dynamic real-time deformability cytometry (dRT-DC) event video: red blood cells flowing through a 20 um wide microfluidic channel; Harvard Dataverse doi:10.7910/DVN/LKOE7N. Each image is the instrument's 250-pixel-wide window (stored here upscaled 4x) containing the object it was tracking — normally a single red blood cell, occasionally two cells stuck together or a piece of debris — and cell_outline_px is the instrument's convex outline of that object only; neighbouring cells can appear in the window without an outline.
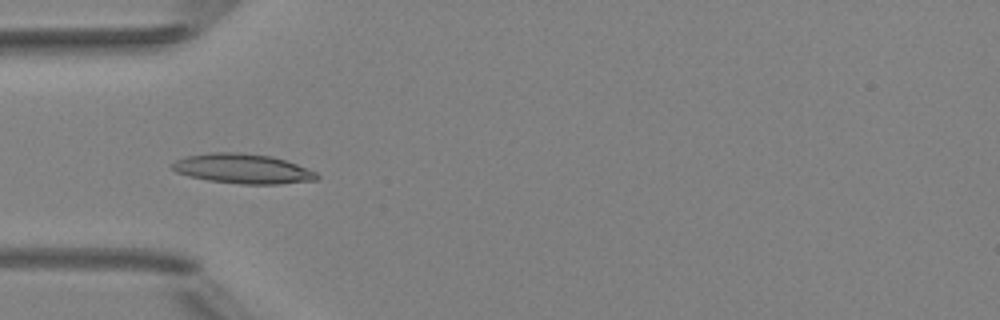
{"species": "Egyptian fruit bat (a non-hibernating species)", "species_latin": "Rousettus aegyptiacus", "temperature_condition": "room temperature", "stored_images_in_passage": 7, "camera_frame_rate_fps": 3000, "um_per_image_px": 0.085, "animal": {"sex": "female"}, "frame": {"image": 1, "passage_image": 5, "time_ms": 4.333, "image_size_px": [1000, 320], "cell_outline_px": [[320, 176], [316, 180], [280, 184], [240, 184], [208, 180], [188, 176], [176, 172], [172, 168], [172, 164], [176, 160], [184, 156], [212, 152], [240, 152], [272, 156], [296, 164], [316, 172]], "centroid_in_image_um": [20.62, 14.34], "position_along_channel_um": 64.4, "area_um2": 25.09}}
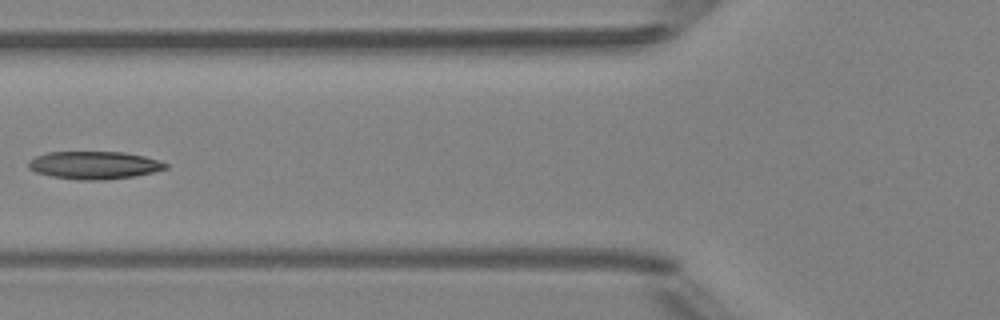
{"frame": {"image": 2, "passage_image": 6, "time_ms": 5.667, "image_size_px": [1000, 320], "cell_outline_px": [[168, 168], [136, 176], [104, 180], [80, 180], [52, 176], [36, 172], [28, 168], [28, 160], [36, 156], [48, 152], [124, 152], [144, 156], [160, 160], [168, 164]], "centroid_in_image_um": [8.02, 14.04], "position_along_channel_um": 117.8, "area_um2": 22.25}}
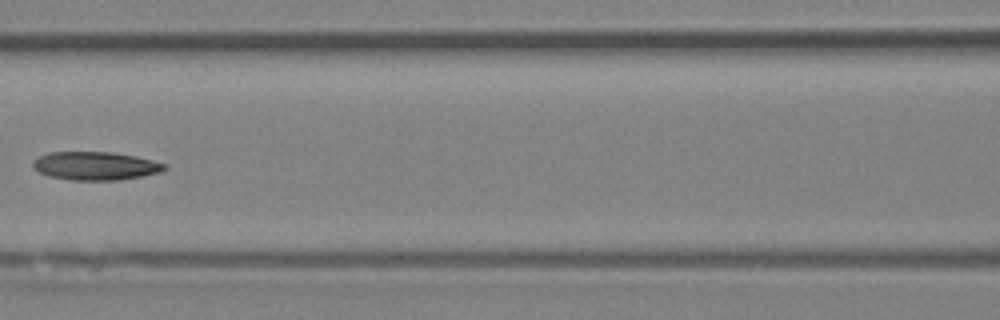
{"frame": {"image": 3, "passage_image": 7, "time_ms": 6.667, "image_size_px": [1000, 320], "cell_outline_px": [[168, 168], [160, 172], [140, 176], [116, 180], [68, 180], [48, 176], [32, 168], [32, 164], [40, 156], [48, 152], [112, 152], [136, 156], [164, 164]], "centroid_in_image_um": [8.08, 14.1], "position_along_channel_um": 158.5, "area_um2": 21.56}}